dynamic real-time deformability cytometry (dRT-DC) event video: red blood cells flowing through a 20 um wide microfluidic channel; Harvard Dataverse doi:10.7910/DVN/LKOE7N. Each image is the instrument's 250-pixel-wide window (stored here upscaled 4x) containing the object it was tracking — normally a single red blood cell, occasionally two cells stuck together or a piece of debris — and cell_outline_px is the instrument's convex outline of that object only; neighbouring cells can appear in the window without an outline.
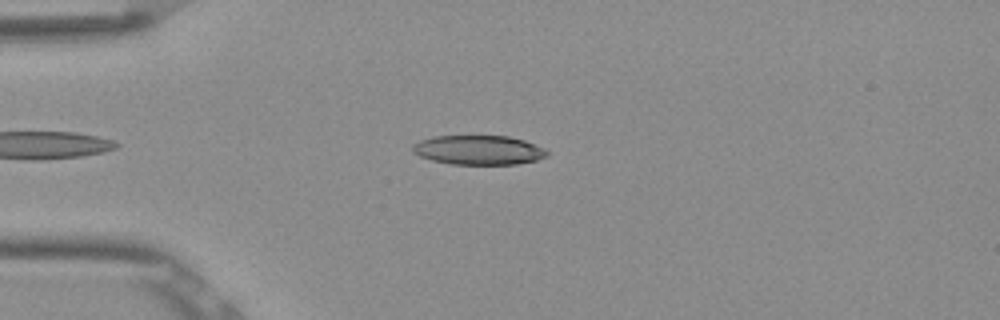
{"species": "Egyptian fruit bat (a non-hibernating species)", "species_latin": "Rousettus aegyptiacus", "temperature_condition": "room temperature", "stored_images_in_passage": 12, "camera_frame_rate_fps": 3000, "um_per_image_px": 0.085, "frame": {"image": 1, "passage_image": 8, "time_ms": 2.333, "image_size_px": [1000, 320], "cell_outline_px": [[548, 156], [536, 160], [516, 164], [452, 164], [432, 160], [420, 156], [412, 152], [412, 144], [420, 140], [432, 136], [508, 136], [524, 140], [544, 148], [548, 152]], "centroid_in_image_um": [40.66, 12.75], "position_along_channel_um": 44.3, "area_um2": 23.0}}